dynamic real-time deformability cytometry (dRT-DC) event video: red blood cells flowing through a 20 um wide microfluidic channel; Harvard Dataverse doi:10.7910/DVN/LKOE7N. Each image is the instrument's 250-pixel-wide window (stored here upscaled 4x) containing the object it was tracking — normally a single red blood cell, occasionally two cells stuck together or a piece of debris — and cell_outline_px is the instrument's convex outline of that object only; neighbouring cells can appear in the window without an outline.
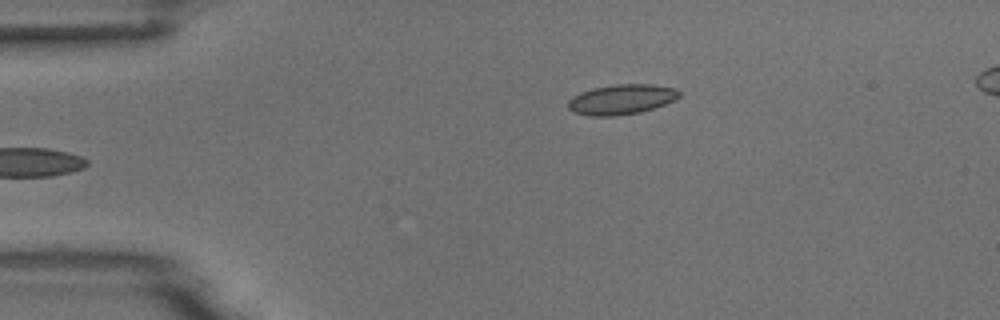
{"species": "common noctule bat (a hibernating species)", "species_latin": "Nyctalus noctula", "temperature_condition": "room temperature", "stored_images_in_passage": 6, "camera_frame_rate_fps": 3000, "um_per_image_px": 0.085, "animal": {"sex": "male", "body_mass_g": 18.8}, "frame": {"image": 1, "passage_image": 6, "time_ms": 5.667, "image_size_px": [1000, 320], "cell_outline_px": [[680, 96], [676, 100], [640, 112], [616, 116], [592, 116], [576, 112], [568, 108], [568, 100], [572, 96], [580, 92], [592, 88], [616, 84], [652, 84], [676, 88], [680, 92]], "centroid_in_image_um": [52.83, 8.44], "position_along_channel_um": 32.2, "area_um2": 19.48}}